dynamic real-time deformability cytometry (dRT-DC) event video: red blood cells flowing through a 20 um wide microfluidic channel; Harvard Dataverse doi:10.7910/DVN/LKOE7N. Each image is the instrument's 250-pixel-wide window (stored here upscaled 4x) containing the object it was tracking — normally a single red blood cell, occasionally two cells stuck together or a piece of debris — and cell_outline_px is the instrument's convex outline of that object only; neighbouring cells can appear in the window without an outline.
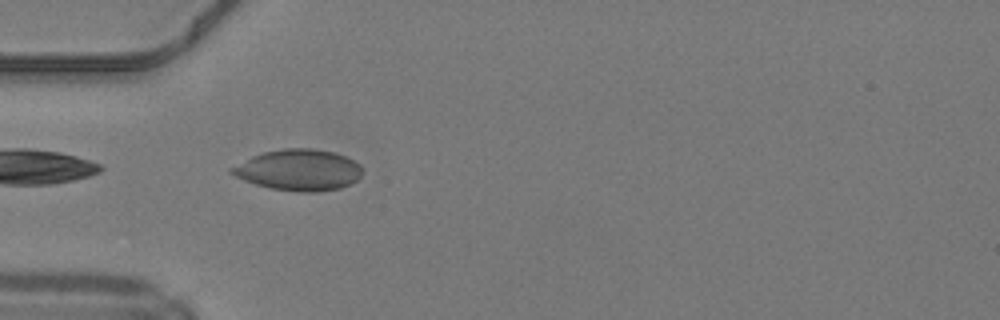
{"species": "common noctule bat (a hibernating species)", "species_latin": "Nyctalus noctula", "temperature_condition": "warm", "stored_images_in_passage": 19, "camera_frame_rate_fps": 3000, "um_per_image_px": 0.085, "animal": {"sex": "male", "body_mass_g": 19.2, "forearm_length_mm": 51.8}, "frame": {"image": 1, "passage_image": 1, "time_ms": 0.0, "image_size_px": [1000, 320], "cell_outline_px": [[364, 172], [356, 180], [340, 188], [316, 192], [300, 192], [268, 188], [244, 180], [228, 172], [228, 168], [252, 156], [264, 152], [284, 148], [316, 148], [332, 152], [344, 156], [360, 164], [364, 168]], "centroid_in_image_um": [25.38, 14.45], "position_along_channel_um": 59.6, "area_um2": 31.44}}